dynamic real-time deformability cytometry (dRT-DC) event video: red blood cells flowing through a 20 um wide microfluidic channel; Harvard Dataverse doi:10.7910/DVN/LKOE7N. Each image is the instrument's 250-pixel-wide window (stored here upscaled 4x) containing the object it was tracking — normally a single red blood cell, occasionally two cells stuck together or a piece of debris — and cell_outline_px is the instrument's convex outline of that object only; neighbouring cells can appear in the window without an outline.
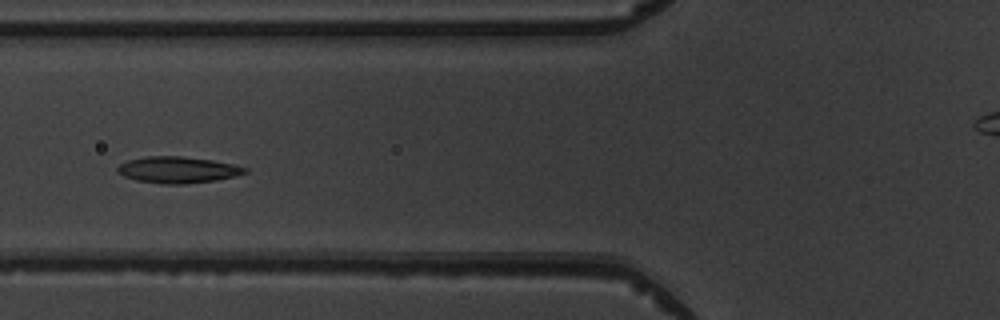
{"species": "common noctule bat (a hibernating species)", "species_latin": "Nyctalus noctula", "temperature_condition": "warm", "stored_images_in_passage": 7, "camera_frame_rate_fps": 3000, "um_per_image_px": 0.085, "animal": {"sex": "male", "body_mass_g": 19.5, "forearm_length_mm": 54.6}, "frame": {"image": 1, "passage_image": 4, "time_ms": 3.667, "image_size_px": [1000, 320], "cell_outline_px": [[248, 172], [236, 176], [216, 180], [184, 184], [160, 184], [136, 180], [124, 176], [116, 172], [116, 168], [120, 164], [128, 160], [148, 156], [180, 156], [212, 160], [236, 164], [248, 168]], "centroid_in_image_um": [15.13, 14.44], "position_along_channel_um": 110.7, "area_um2": 19.77}}
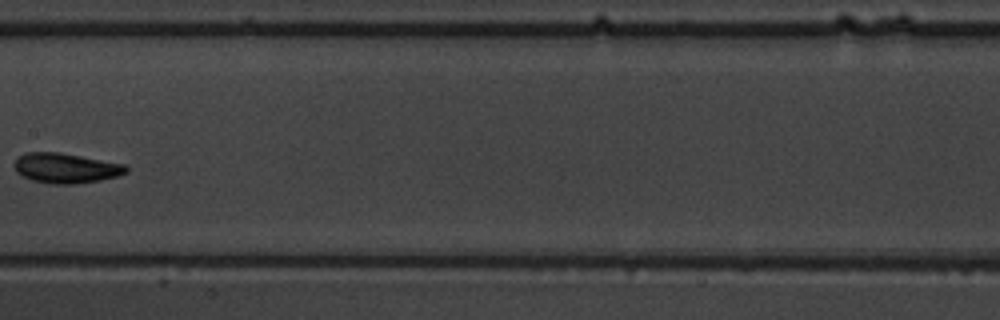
{"frame": {"image": 2, "passage_image": 6, "time_ms": 6.0, "image_size_px": [1000, 320], "cell_outline_px": [[128, 172], [116, 176], [100, 180], [76, 184], [48, 184], [32, 180], [16, 172], [12, 164], [20, 156], [28, 152], [60, 152], [124, 164], [128, 168]], "centroid_in_image_um": [5.58, 14.29], "position_along_channel_um": 201.8, "area_um2": 19.54}}
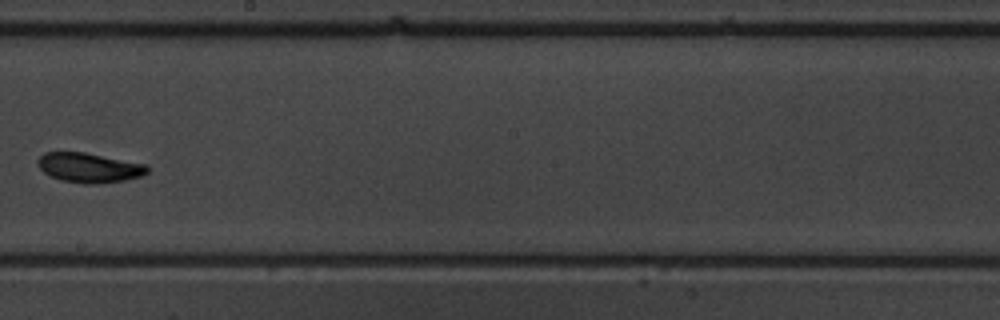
{"frame": {"image": 3, "passage_image": 7, "time_ms": 7.0, "image_size_px": [1000, 320], "cell_outline_px": [[148, 172], [140, 176], [124, 180], [96, 184], [84, 184], [60, 180], [44, 172], [36, 164], [36, 160], [44, 152], [84, 152], [148, 164]], "centroid_in_image_um": [7.57, 14.24], "position_along_channel_um": 240.6, "area_um2": 19.02}}